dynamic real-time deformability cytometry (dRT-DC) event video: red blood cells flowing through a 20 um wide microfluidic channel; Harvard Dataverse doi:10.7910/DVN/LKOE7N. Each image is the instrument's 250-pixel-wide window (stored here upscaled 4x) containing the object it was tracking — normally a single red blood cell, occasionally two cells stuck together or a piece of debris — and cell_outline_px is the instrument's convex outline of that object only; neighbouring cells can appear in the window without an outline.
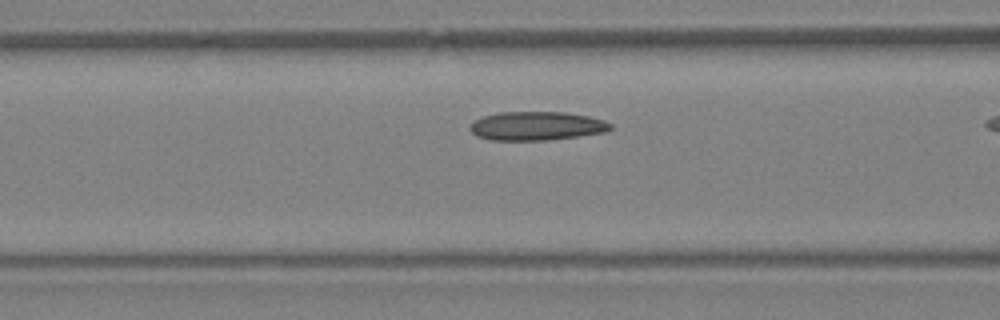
{"species": "Egyptian fruit bat (a non-hibernating species)", "species_latin": "Rousettus aegyptiacus", "temperature_condition": "warm", "stored_images_in_passage": 5, "camera_frame_rate_fps": 3000, "um_per_image_px": 0.085, "animal": {"sex": "female"}, "frame": {"image": 1, "passage_image": 4, "time_ms": 1.0, "image_size_px": [1000, 320], "cell_outline_px": [[612, 128], [604, 132], [580, 136], [544, 140], [492, 140], [476, 136], [468, 128], [468, 124], [484, 116], [500, 112], [564, 112], [588, 116], [604, 120], [612, 124]], "centroid_in_image_um": [45.59, 10.7], "position_along_channel_um": 121.0, "area_um2": 23.52}}